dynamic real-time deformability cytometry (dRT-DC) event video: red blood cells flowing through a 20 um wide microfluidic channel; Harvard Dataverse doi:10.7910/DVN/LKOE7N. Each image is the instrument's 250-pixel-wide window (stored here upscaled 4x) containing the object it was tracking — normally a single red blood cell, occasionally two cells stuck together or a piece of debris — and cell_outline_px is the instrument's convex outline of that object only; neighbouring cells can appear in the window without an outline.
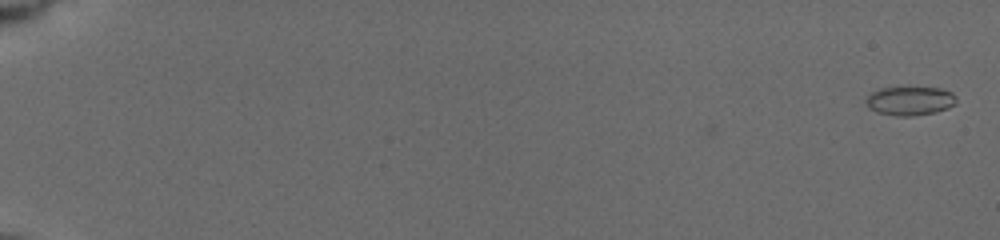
{"species": "common noctule bat (a hibernating species)", "species_latin": "Nyctalus noctula", "temperature_condition": "cold", "stored_images_in_passage": 10, "camera_frame_rate_fps": 3000, "um_per_image_px": 0.085, "animal": {"sex": "female", "body_mass_g": 19.5, "forearm_length_mm": 54.1}, "frame": {"image": 1, "passage_image": 1, "time_ms": 0.0, "image_size_px": [1000, 240], "cell_outline_px": [[956, 104], [948, 108], [936, 112], [912, 116], [896, 116], [876, 112], [868, 108], [864, 100], [872, 92], [880, 88], [940, 88], [952, 92], [956, 96]], "centroid_in_image_um": [77.34, 8.58], "position_along_channel_um": 7.7, "area_um2": 15.26}}
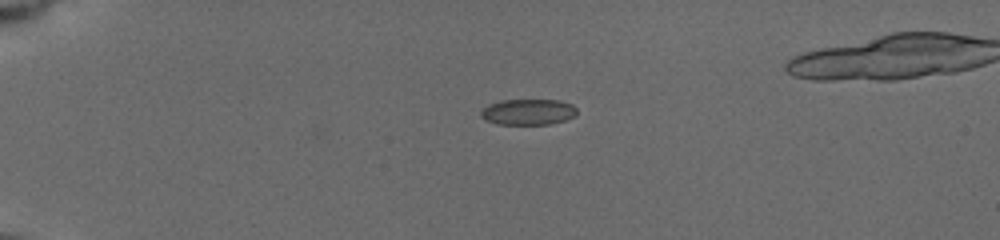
{"frame": {"image": 2, "passage_image": 6, "time_ms": 4.667, "image_size_px": [1000, 240], "cell_outline_px": [[576, 116], [552, 124], [496, 124], [484, 120], [480, 116], [480, 112], [488, 104], [500, 100], [560, 100], [572, 104], [576, 108]], "centroid_in_image_um": [44.88, 9.51], "position_along_channel_um": 40.1, "area_um2": 14.62}}
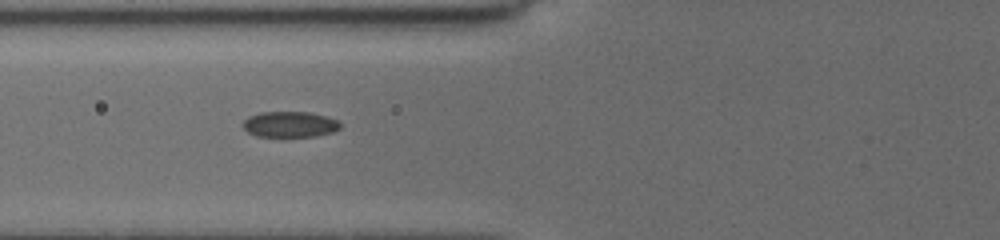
{"frame": {"image": 3, "passage_image": 9, "time_ms": 7.667, "image_size_px": [1000, 240], "cell_outline_px": [[340, 128], [332, 132], [316, 136], [256, 136], [248, 132], [240, 124], [248, 116], [260, 112], [308, 112], [324, 116], [336, 120], [340, 124]], "centroid_in_image_um": [24.58, 10.56], "position_along_channel_um": 101.2, "area_um2": 14.51}}